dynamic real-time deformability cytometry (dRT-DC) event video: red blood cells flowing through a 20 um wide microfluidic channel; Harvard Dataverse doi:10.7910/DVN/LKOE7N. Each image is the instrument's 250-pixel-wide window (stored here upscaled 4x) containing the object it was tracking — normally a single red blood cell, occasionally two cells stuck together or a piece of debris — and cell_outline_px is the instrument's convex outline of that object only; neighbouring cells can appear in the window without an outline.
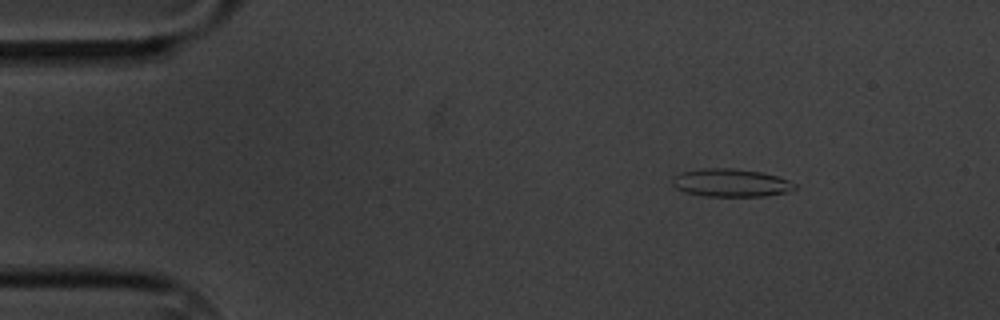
{"species": "common noctule bat (a hibernating species)", "species_latin": "Nyctalus noctula", "temperature_condition": "cold", "stored_images_in_passage": 7, "camera_frame_rate_fps": 3000, "um_per_image_px": 0.085, "animal": {"sex": "male", "body_mass_g": 20.1, "forearm_length_mm": 53.5}, "frame": {"image": 1, "passage_image": 2, "time_ms": 1.333, "image_size_px": [1000, 320], "cell_outline_px": [[796, 188], [784, 192], [764, 196], [704, 196], [684, 192], [676, 188], [672, 184], [672, 176], [680, 172], [704, 168], [732, 168], [760, 172], [776, 176], [788, 180], [796, 184]], "centroid_in_image_um": [62.06, 15.53], "position_along_channel_um": 22.9, "area_um2": 19.88}}
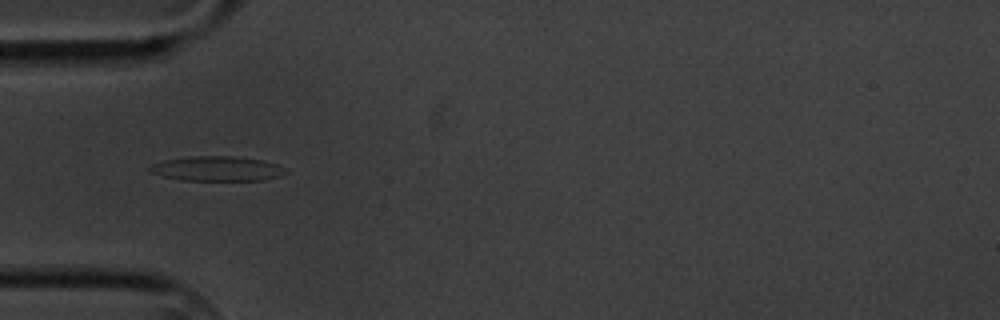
{"frame": {"image": 2, "passage_image": 5, "time_ms": 4.667, "image_size_px": [1000, 320], "cell_outline_px": [[288, 172], [280, 176], [264, 180], [180, 180], [164, 176], [152, 172], [148, 168], [152, 164], [164, 160], [188, 156], [232, 156], [264, 160], [288, 168]], "centroid_in_image_um": [18.5, 14.33], "position_along_channel_um": 66.5, "area_um2": 19.65}}
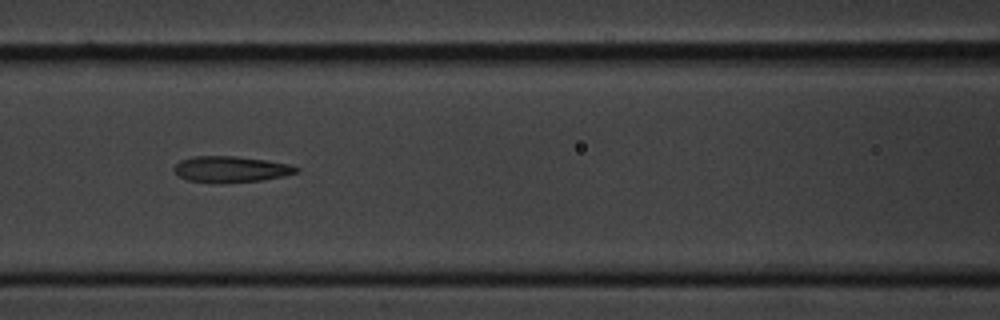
{"frame": {"image": 3, "passage_image": 7, "time_ms": 7.0, "image_size_px": [1000, 320], "cell_outline_px": [[300, 172], [284, 176], [264, 180], [188, 180], [180, 176], [172, 168], [180, 160], [192, 156], [236, 156], [264, 160], [288, 164], [300, 168]], "centroid_in_image_um": [19.67, 14.33], "position_along_channel_um": 146.9, "area_um2": 17.69}}